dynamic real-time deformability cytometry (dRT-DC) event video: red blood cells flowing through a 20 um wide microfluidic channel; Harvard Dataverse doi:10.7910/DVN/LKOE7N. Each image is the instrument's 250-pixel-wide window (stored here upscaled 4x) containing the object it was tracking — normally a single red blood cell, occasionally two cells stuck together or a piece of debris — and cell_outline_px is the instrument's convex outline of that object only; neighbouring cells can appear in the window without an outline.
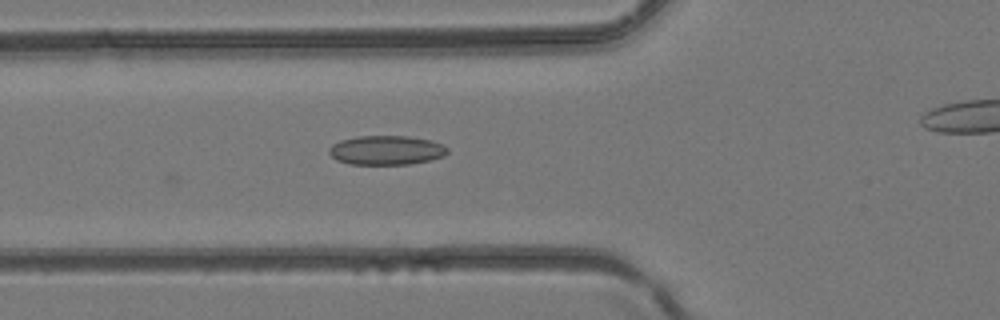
{"species": "common noctule bat (a hibernating species)", "species_latin": "Nyctalus noctula", "temperature_condition": "room temperature", "stored_images_in_passage": 21, "camera_frame_rate_fps": 3000, "um_per_image_px": 0.085, "animal": {"sex": "female", "body_mass_g": 24.6, "forearm_length_mm": 56.2}, "frame": {"image": 1, "passage_image": 2, "time_ms": 0.333, "image_size_px": [1000, 320], "cell_outline_px": [[448, 152], [444, 156], [428, 160], [408, 164], [348, 164], [336, 160], [328, 152], [328, 148], [332, 144], [340, 140], [356, 136], [408, 136], [432, 140], [444, 144], [448, 148]], "centroid_in_image_um": [32.83, 12.76], "position_along_channel_um": 93.0, "area_um2": 20.35}}
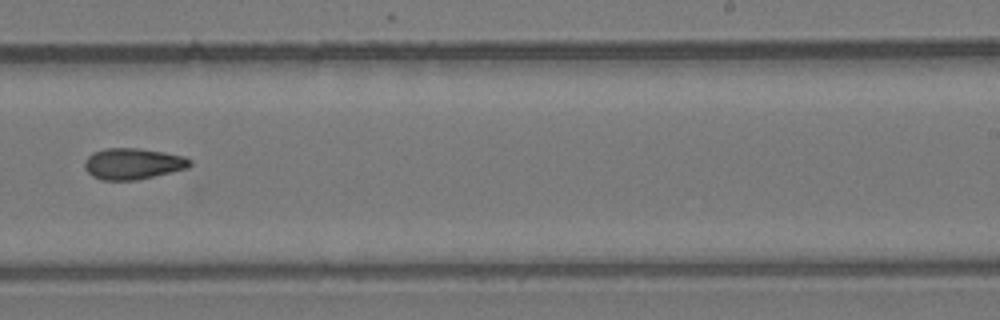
{"frame": {"image": 2, "passage_image": 13, "time_ms": 4.0, "image_size_px": [1000, 320], "cell_outline_px": [[192, 164], [188, 168], [136, 180], [100, 180], [92, 176], [84, 168], [84, 160], [92, 152], [104, 148], [140, 148], [164, 152], [184, 156], [192, 160]], "centroid_in_image_um": [11.28, 13.91], "position_along_channel_um": 277.7, "area_um2": 19.31}}
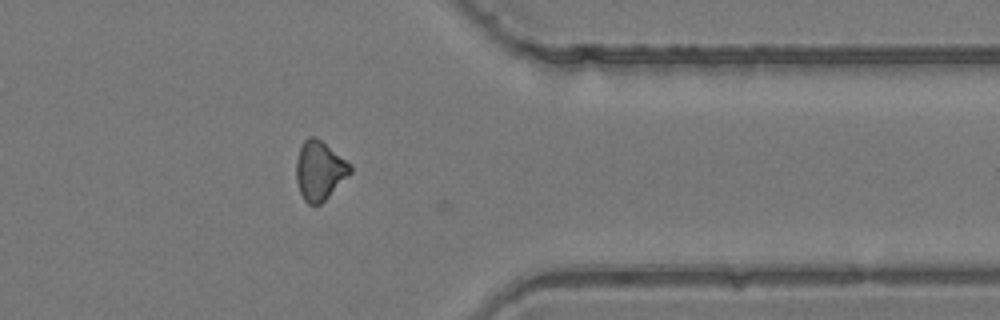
{"frame": {"image": 3, "passage_image": 20, "time_ms": 6.333, "image_size_px": [1000, 320], "cell_outline_px": [[352, 172], [320, 204], [308, 204], [304, 200], [300, 192], [296, 180], [296, 160], [300, 148], [304, 140], [308, 136], [312, 136], [320, 140], [352, 164]], "centroid_in_image_um": [27.16, 14.49], "position_along_channel_um": 384.2, "area_um2": 18.38}}